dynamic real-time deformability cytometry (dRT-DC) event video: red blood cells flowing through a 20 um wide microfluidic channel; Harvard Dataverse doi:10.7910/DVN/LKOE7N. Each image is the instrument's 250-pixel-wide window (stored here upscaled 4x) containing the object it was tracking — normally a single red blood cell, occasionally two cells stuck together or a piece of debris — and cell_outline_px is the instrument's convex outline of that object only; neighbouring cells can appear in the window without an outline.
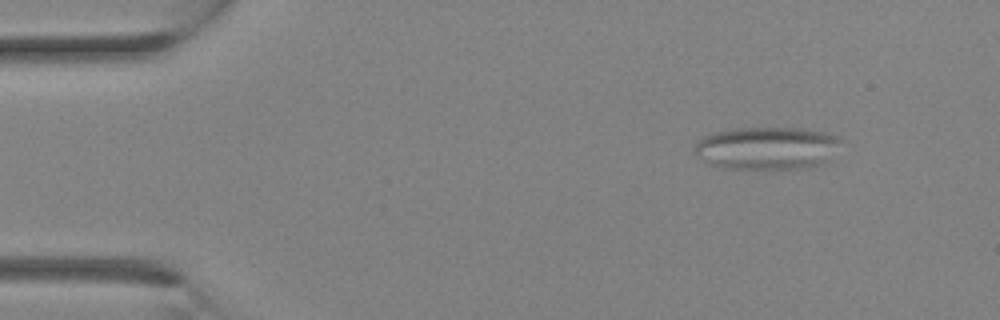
{"species": "Egyptian fruit bat (a non-hibernating species)", "species_latin": "Rousettus aegyptiacus", "temperature_condition": "room temperature", "stored_images_in_passage": 10, "camera_frame_rate_fps": 3000, "um_per_image_px": 0.085, "animal": {"sex": "female"}, "frame": {"image": 1, "passage_image": 1, "time_ms": 0.0, "image_size_px": [1000, 320], "cell_outline_px": [[840, 140], [828, 160], [820, 164], [808, 168], [720, 168], [696, 156], [692, 148], [696, 140], [704, 136], [716, 132], [732, 128], [800, 128], [824, 132], [840, 136]], "centroid_in_image_um": [65.13, 12.58], "position_along_channel_um": 19.9, "area_um2": 36.36}}
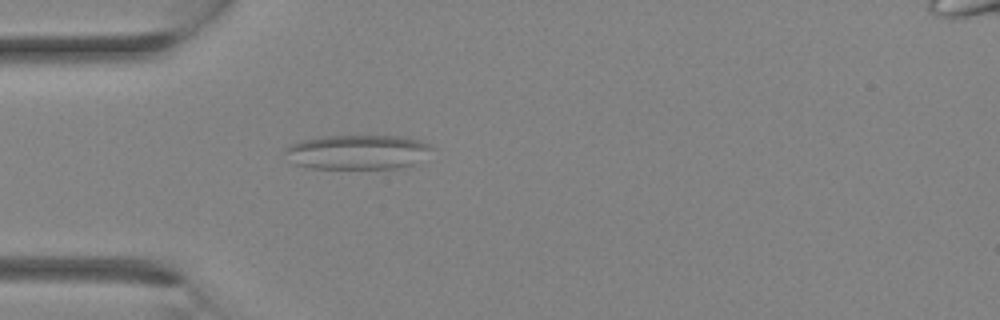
{"frame": {"image": 2, "passage_image": 6, "time_ms": 1.667, "image_size_px": [1000, 320], "cell_outline_px": [[436, 148], [412, 164], [404, 168], [312, 168], [296, 164], [284, 152], [284, 148], [300, 140], [324, 136], [400, 136], [420, 140]], "centroid_in_image_um": [30.41, 12.91], "position_along_channel_um": 54.6, "area_um2": 29.36}}